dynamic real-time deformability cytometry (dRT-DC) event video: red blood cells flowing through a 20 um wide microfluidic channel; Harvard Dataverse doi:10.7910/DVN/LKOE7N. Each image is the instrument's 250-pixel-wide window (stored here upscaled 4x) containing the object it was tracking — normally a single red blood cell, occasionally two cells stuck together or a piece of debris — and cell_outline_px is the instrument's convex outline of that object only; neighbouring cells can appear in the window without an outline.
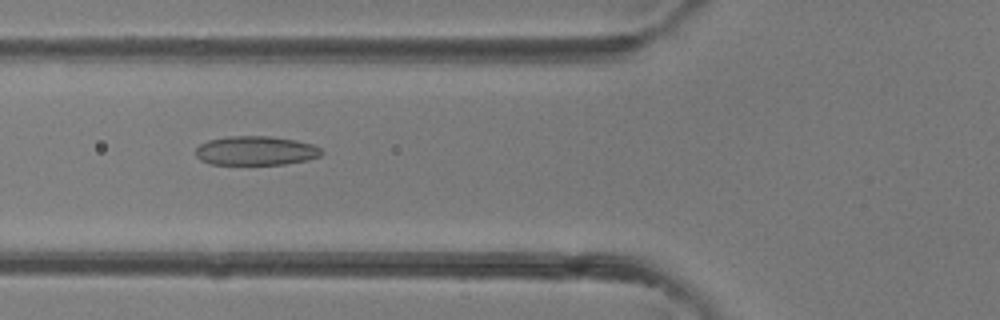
{"species": "common noctule bat (a hibernating species)", "species_latin": "Nyctalus noctula", "temperature_condition": "room temperature", "stored_images_in_passage": 38, "camera_frame_rate_fps": 3000, "um_per_image_px": 0.085, "animal": {"sex": "female"}, "frame": {"image": 1, "passage_image": 13, "time_ms": 4.0, "image_size_px": [1000, 320], "cell_outline_px": [[324, 152], [320, 156], [308, 160], [284, 164], [212, 164], [200, 160], [196, 156], [196, 148], [200, 144], [208, 140], [228, 136], [268, 136], [296, 140], [312, 144], [320, 148]], "centroid_in_image_um": [21.75, 12.81], "position_along_channel_um": 104.1, "area_um2": 21.39}}
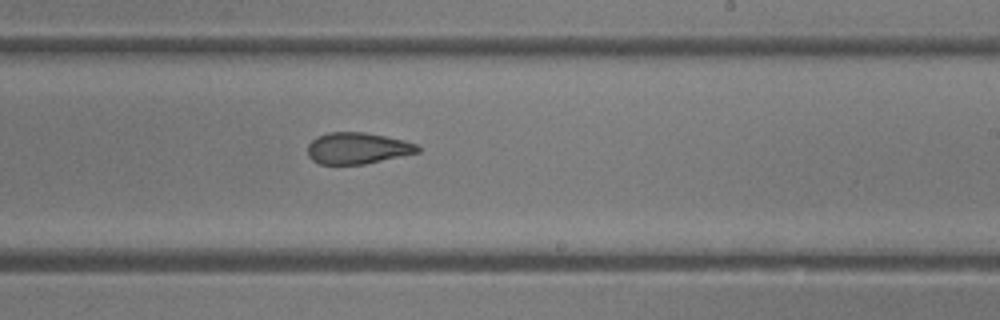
{"frame": {"image": 2, "passage_image": 22, "time_ms": 7.0, "image_size_px": [1000, 320], "cell_outline_px": [[420, 152], [364, 164], [320, 164], [312, 160], [308, 156], [308, 144], [316, 136], [328, 132], [364, 132], [404, 140], [416, 144], [420, 148]], "centroid_in_image_um": [30.36, 12.59], "position_along_channel_um": 258.6, "area_um2": 20.11}}
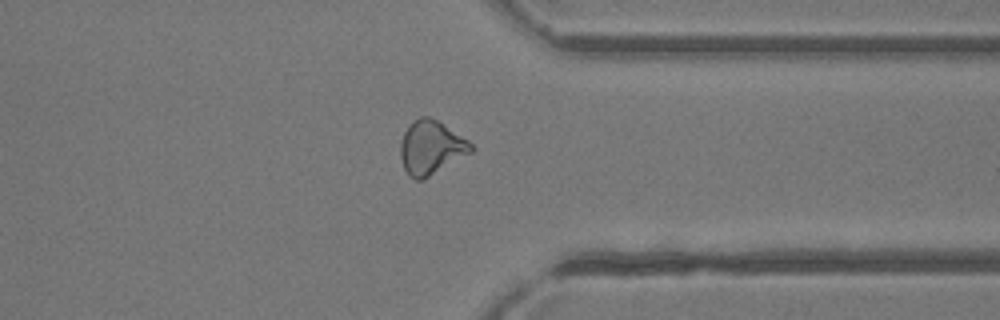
{"frame": {"image": 3, "passage_image": 29, "time_ms": 9.333, "image_size_px": [1000, 320], "cell_outline_px": [[476, 148], [472, 152], [424, 180], [416, 180], [408, 176], [404, 168], [400, 156], [400, 144], [404, 132], [408, 124], [420, 116], [428, 116], [436, 120], [468, 140]], "centroid_in_image_um": [36.62, 12.56], "position_along_channel_um": 374.8, "area_um2": 22.25}}